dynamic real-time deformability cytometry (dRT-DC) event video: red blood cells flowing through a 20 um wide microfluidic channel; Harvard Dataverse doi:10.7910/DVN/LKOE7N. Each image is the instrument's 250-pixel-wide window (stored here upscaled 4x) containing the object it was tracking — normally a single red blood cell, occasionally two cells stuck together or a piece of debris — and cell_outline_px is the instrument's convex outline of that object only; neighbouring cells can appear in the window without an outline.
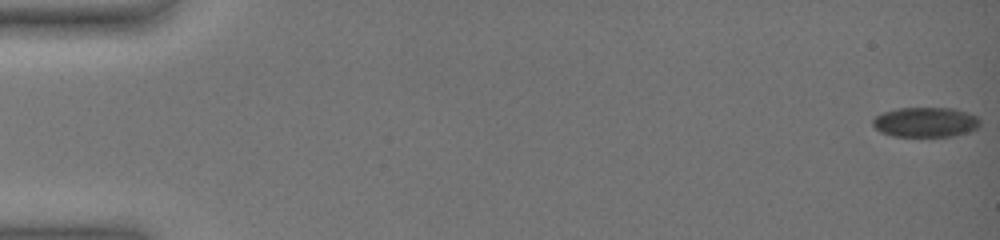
{"species": "common noctule bat (a hibernating species)", "species_latin": "Nyctalus noctula", "temperature_condition": "warm", "stored_images_in_passage": 57, "camera_frame_rate_fps": 3000, "um_per_image_px": 0.085, "animal": {"sex": "female", "body_mass_g": 19.0, "forearm_length_mm": 51.5}, "frame": {"image": 1, "passage_image": 1, "time_ms": 0.0, "image_size_px": [1000, 240], "cell_outline_px": [[980, 124], [976, 128], [968, 132], [952, 136], [892, 136], [880, 132], [872, 124], [872, 120], [876, 116], [884, 112], [896, 108], [952, 108], [976, 116], [980, 120]], "centroid_in_image_um": [78.64, 10.38], "position_along_channel_um": 6.4, "area_um2": 18.55}}
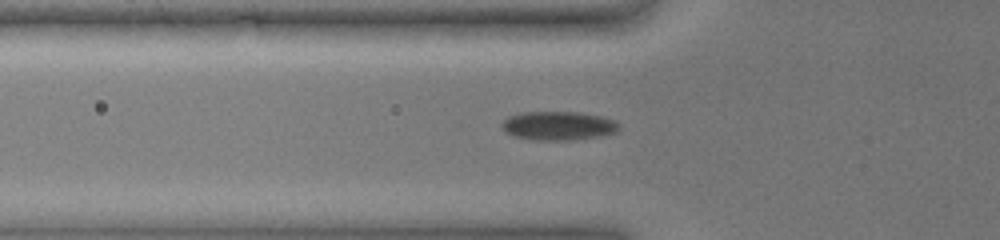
{"frame": {"image": 2, "passage_image": 22, "time_ms": 7.0, "image_size_px": [1000, 240], "cell_outline_px": [[616, 132], [600, 136], [572, 140], [528, 140], [512, 136], [504, 128], [504, 120], [512, 116], [524, 112], [572, 112], [600, 116], [612, 120], [616, 124]], "centroid_in_image_um": [47.43, 10.71], "position_along_channel_um": 78.4, "area_um2": 19.13}}
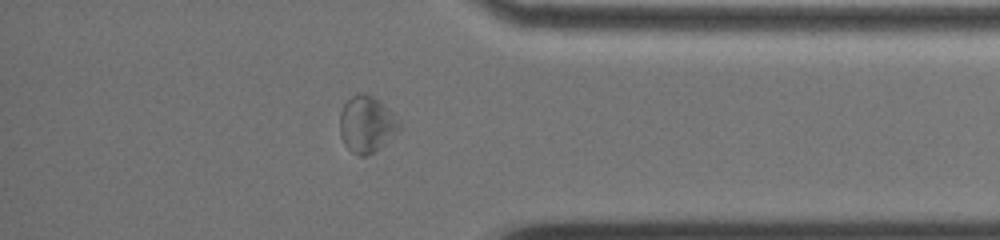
{"frame": {"image": 3, "passage_image": 50, "time_ms": 16.333, "image_size_px": [1000, 240], "cell_outline_px": [[404, 128], [368, 156], [356, 156], [344, 144], [340, 136], [340, 112], [344, 104], [352, 96], [364, 92], [372, 96], [400, 120]], "centroid_in_image_um": [31.18, 10.59], "position_along_channel_um": 404.0, "area_um2": 19.59}, "authors_computed_cell_mechanics": {"area_um2": 18.785, "velocity_mm_per_s": 3.5289, "shape_relaxation_time_tau1_ms": null, "shape_relaxation_time_tau2_ms": 2.4344, "deformation_change_tau1": null, "deformation_change_tau2": 0.0606}}